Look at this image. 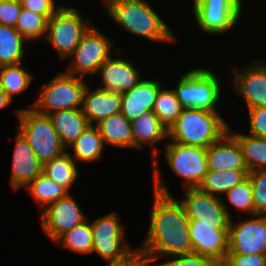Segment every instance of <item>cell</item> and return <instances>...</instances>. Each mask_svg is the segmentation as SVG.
Instances as JSON below:
<instances>
[{"label":"cell","mask_w":266,"mask_h":266,"mask_svg":"<svg viewBox=\"0 0 266 266\" xmlns=\"http://www.w3.org/2000/svg\"><path fill=\"white\" fill-rule=\"evenodd\" d=\"M159 151L152 149L154 201L147 235L137 248L138 260L146 266L161 258L193 253L189 218L179 199L174 198L158 166ZM152 264V265H150Z\"/></svg>","instance_id":"6da1fadb"},{"label":"cell","mask_w":266,"mask_h":266,"mask_svg":"<svg viewBox=\"0 0 266 266\" xmlns=\"http://www.w3.org/2000/svg\"><path fill=\"white\" fill-rule=\"evenodd\" d=\"M108 17L126 32L152 42L173 43L175 34L145 0H103Z\"/></svg>","instance_id":"7a4b0ae2"},{"label":"cell","mask_w":266,"mask_h":266,"mask_svg":"<svg viewBox=\"0 0 266 266\" xmlns=\"http://www.w3.org/2000/svg\"><path fill=\"white\" fill-rule=\"evenodd\" d=\"M229 123L217 111L183 108L168 129V140L208 148L227 131Z\"/></svg>","instance_id":"3957f363"},{"label":"cell","mask_w":266,"mask_h":266,"mask_svg":"<svg viewBox=\"0 0 266 266\" xmlns=\"http://www.w3.org/2000/svg\"><path fill=\"white\" fill-rule=\"evenodd\" d=\"M117 212L91 221L93 252L108 263L107 266H134L139 262L137 250L126 242L125 228Z\"/></svg>","instance_id":"277c9868"},{"label":"cell","mask_w":266,"mask_h":266,"mask_svg":"<svg viewBox=\"0 0 266 266\" xmlns=\"http://www.w3.org/2000/svg\"><path fill=\"white\" fill-rule=\"evenodd\" d=\"M14 112L19 119L17 131L26 139L43 164L66 151L48 115L38 113L30 105L28 109H18Z\"/></svg>","instance_id":"5b68a950"},{"label":"cell","mask_w":266,"mask_h":266,"mask_svg":"<svg viewBox=\"0 0 266 266\" xmlns=\"http://www.w3.org/2000/svg\"><path fill=\"white\" fill-rule=\"evenodd\" d=\"M219 77L207 68H194L181 75L176 92L182 108L218 111L217 103L222 97Z\"/></svg>","instance_id":"8992f818"},{"label":"cell","mask_w":266,"mask_h":266,"mask_svg":"<svg viewBox=\"0 0 266 266\" xmlns=\"http://www.w3.org/2000/svg\"><path fill=\"white\" fill-rule=\"evenodd\" d=\"M86 87L87 83L82 77L66 71L60 72L43 86L31 107L44 115L65 109L81 108Z\"/></svg>","instance_id":"52a82bcc"},{"label":"cell","mask_w":266,"mask_h":266,"mask_svg":"<svg viewBox=\"0 0 266 266\" xmlns=\"http://www.w3.org/2000/svg\"><path fill=\"white\" fill-rule=\"evenodd\" d=\"M82 13L73 7L62 5L49 19L45 40L55 48L60 59H68L84 34L93 25L83 20Z\"/></svg>","instance_id":"ba28073f"},{"label":"cell","mask_w":266,"mask_h":266,"mask_svg":"<svg viewBox=\"0 0 266 266\" xmlns=\"http://www.w3.org/2000/svg\"><path fill=\"white\" fill-rule=\"evenodd\" d=\"M113 45V41L93 24L69 56L73 60L65 71L82 78L96 75L100 66L111 57Z\"/></svg>","instance_id":"9c48e42d"},{"label":"cell","mask_w":266,"mask_h":266,"mask_svg":"<svg viewBox=\"0 0 266 266\" xmlns=\"http://www.w3.org/2000/svg\"><path fill=\"white\" fill-rule=\"evenodd\" d=\"M169 142L165 144V160L171 170L183 179L185 189L197 188L208 172L207 148Z\"/></svg>","instance_id":"30bf717a"},{"label":"cell","mask_w":266,"mask_h":266,"mask_svg":"<svg viewBox=\"0 0 266 266\" xmlns=\"http://www.w3.org/2000/svg\"><path fill=\"white\" fill-rule=\"evenodd\" d=\"M227 254H266V214L250 215L236 223L230 219Z\"/></svg>","instance_id":"8fae6325"},{"label":"cell","mask_w":266,"mask_h":266,"mask_svg":"<svg viewBox=\"0 0 266 266\" xmlns=\"http://www.w3.org/2000/svg\"><path fill=\"white\" fill-rule=\"evenodd\" d=\"M192 7L197 26L210 35L232 31L242 15L227 0H196Z\"/></svg>","instance_id":"7c38bea8"},{"label":"cell","mask_w":266,"mask_h":266,"mask_svg":"<svg viewBox=\"0 0 266 266\" xmlns=\"http://www.w3.org/2000/svg\"><path fill=\"white\" fill-rule=\"evenodd\" d=\"M40 214L42 230L54 242L62 234L87 220L71 193L48 205Z\"/></svg>","instance_id":"4fadbf2b"},{"label":"cell","mask_w":266,"mask_h":266,"mask_svg":"<svg viewBox=\"0 0 266 266\" xmlns=\"http://www.w3.org/2000/svg\"><path fill=\"white\" fill-rule=\"evenodd\" d=\"M193 253L215 259L222 264L229 251V224H198L189 221Z\"/></svg>","instance_id":"5bb4252c"},{"label":"cell","mask_w":266,"mask_h":266,"mask_svg":"<svg viewBox=\"0 0 266 266\" xmlns=\"http://www.w3.org/2000/svg\"><path fill=\"white\" fill-rule=\"evenodd\" d=\"M245 69L230 67L234 92L244 98L248 109L266 107V61L258 59Z\"/></svg>","instance_id":"9a60e30c"},{"label":"cell","mask_w":266,"mask_h":266,"mask_svg":"<svg viewBox=\"0 0 266 266\" xmlns=\"http://www.w3.org/2000/svg\"><path fill=\"white\" fill-rule=\"evenodd\" d=\"M183 199L179 200L189 220H198V224H229L230 217L222 204V199L200 191L198 188H186Z\"/></svg>","instance_id":"2e32d148"},{"label":"cell","mask_w":266,"mask_h":266,"mask_svg":"<svg viewBox=\"0 0 266 266\" xmlns=\"http://www.w3.org/2000/svg\"><path fill=\"white\" fill-rule=\"evenodd\" d=\"M12 157L10 186L14 191L27 187L42 173L43 163L37 158L26 139L17 132Z\"/></svg>","instance_id":"e0dca14e"},{"label":"cell","mask_w":266,"mask_h":266,"mask_svg":"<svg viewBox=\"0 0 266 266\" xmlns=\"http://www.w3.org/2000/svg\"><path fill=\"white\" fill-rule=\"evenodd\" d=\"M102 87L99 89L124 93L134 87L140 80V70L135 64L119 57H110L98 69Z\"/></svg>","instance_id":"ac0fdd59"},{"label":"cell","mask_w":266,"mask_h":266,"mask_svg":"<svg viewBox=\"0 0 266 266\" xmlns=\"http://www.w3.org/2000/svg\"><path fill=\"white\" fill-rule=\"evenodd\" d=\"M162 84L157 79L140 80L129 91L122 93L121 113L129 122L152 111Z\"/></svg>","instance_id":"d6986e66"},{"label":"cell","mask_w":266,"mask_h":266,"mask_svg":"<svg viewBox=\"0 0 266 266\" xmlns=\"http://www.w3.org/2000/svg\"><path fill=\"white\" fill-rule=\"evenodd\" d=\"M208 170L248 169L238 140L227 131L207 148Z\"/></svg>","instance_id":"ffe728a7"},{"label":"cell","mask_w":266,"mask_h":266,"mask_svg":"<svg viewBox=\"0 0 266 266\" xmlns=\"http://www.w3.org/2000/svg\"><path fill=\"white\" fill-rule=\"evenodd\" d=\"M122 93L102 90H91L87 85L82 102V113L90 125L97 124L107 117L120 113Z\"/></svg>","instance_id":"44dd1931"},{"label":"cell","mask_w":266,"mask_h":266,"mask_svg":"<svg viewBox=\"0 0 266 266\" xmlns=\"http://www.w3.org/2000/svg\"><path fill=\"white\" fill-rule=\"evenodd\" d=\"M133 148L143 150L146 145L154 146L168 138V129L153 111L141 114L131 122Z\"/></svg>","instance_id":"7402d4cb"},{"label":"cell","mask_w":266,"mask_h":266,"mask_svg":"<svg viewBox=\"0 0 266 266\" xmlns=\"http://www.w3.org/2000/svg\"><path fill=\"white\" fill-rule=\"evenodd\" d=\"M48 116L51 118L53 127L58 132L61 142L66 149L90 125L81 108L51 112Z\"/></svg>","instance_id":"603a6c76"},{"label":"cell","mask_w":266,"mask_h":266,"mask_svg":"<svg viewBox=\"0 0 266 266\" xmlns=\"http://www.w3.org/2000/svg\"><path fill=\"white\" fill-rule=\"evenodd\" d=\"M95 126L105 144L119 148H133L131 122L121 112L107 117Z\"/></svg>","instance_id":"cb8c5ba5"},{"label":"cell","mask_w":266,"mask_h":266,"mask_svg":"<svg viewBox=\"0 0 266 266\" xmlns=\"http://www.w3.org/2000/svg\"><path fill=\"white\" fill-rule=\"evenodd\" d=\"M248 173V169L208 170L197 188L204 193L222 199V196L230 189L247 179Z\"/></svg>","instance_id":"d4e9b609"},{"label":"cell","mask_w":266,"mask_h":266,"mask_svg":"<svg viewBox=\"0 0 266 266\" xmlns=\"http://www.w3.org/2000/svg\"><path fill=\"white\" fill-rule=\"evenodd\" d=\"M104 145L103 137L98 128L95 125H89L69 146L74 152L70 155L76 162L99 161L103 155Z\"/></svg>","instance_id":"484cf974"},{"label":"cell","mask_w":266,"mask_h":266,"mask_svg":"<svg viewBox=\"0 0 266 266\" xmlns=\"http://www.w3.org/2000/svg\"><path fill=\"white\" fill-rule=\"evenodd\" d=\"M25 41L14 27L0 24V67L23 63Z\"/></svg>","instance_id":"4316f807"},{"label":"cell","mask_w":266,"mask_h":266,"mask_svg":"<svg viewBox=\"0 0 266 266\" xmlns=\"http://www.w3.org/2000/svg\"><path fill=\"white\" fill-rule=\"evenodd\" d=\"M76 161L68 151L43 164L42 173L69 192L78 176Z\"/></svg>","instance_id":"83f0119b"},{"label":"cell","mask_w":266,"mask_h":266,"mask_svg":"<svg viewBox=\"0 0 266 266\" xmlns=\"http://www.w3.org/2000/svg\"><path fill=\"white\" fill-rule=\"evenodd\" d=\"M228 131L238 140L248 171L266 169V139L251 134L234 133L231 127Z\"/></svg>","instance_id":"f1b7e54d"},{"label":"cell","mask_w":266,"mask_h":266,"mask_svg":"<svg viewBox=\"0 0 266 266\" xmlns=\"http://www.w3.org/2000/svg\"><path fill=\"white\" fill-rule=\"evenodd\" d=\"M26 188L32 198L42 207L41 211L70 193L43 173L37 176Z\"/></svg>","instance_id":"f546056e"},{"label":"cell","mask_w":266,"mask_h":266,"mask_svg":"<svg viewBox=\"0 0 266 266\" xmlns=\"http://www.w3.org/2000/svg\"><path fill=\"white\" fill-rule=\"evenodd\" d=\"M89 219L62 234L54 243L79 254L93 252V233Z\"/></svg>","instance_id":"4dcf8cb0"},{"label":"cell","mask_w":266,"mask_h":266,"mask_svg":"<svg viewBox=\"0 0 266 266\" xmlns=\"http://www.w3.org/2000/svg\"><path fill=\"white\" fill-rule=\"evenodd\" d=\"M23 63L0 67V88L14 100V96L23 93L34 80L32 74L22 68Z\"/></svg>","instance_id":"1f68e13d"},{"label":"cell","mask_w":266,"mask_h":266,"mask_svg":"<svg viewBox=\"0 0 266 266\" xmlns=\"http://www.w3.org/2000/svg\"><path fill=\"white\" fill-rule=\"evenodd\" d=\"M182 106L174 89L161 88L154 103L152 111L160 122L169 129L178 119Z\"/></svg>","instance_id":"d6a6232c"},{"label":"cell","mask_w":266,"mask_h":266,"mask_svg":"<svg viewBox=\"0 0 266 266\" xmlns=\"http://www.w3.org/2000/svg\"><path fill=\"white\" fill-rule=\"evenodd\" d=\"M224 195L225 196L223 198H227L225 200L228 202H225V200L222 198V204L230 218H232V215L229 210L230 208H228V203H230L233 208H236L240 212H246L248 215H254L252 184L249 177L240 184L235 185Z\"/></svg>","instance_id":"836d02e7"},{"label":"cell","mask_w":266,"mask_h":266,"mask_svg":"<svg viewBox=\"0 0 266 266\" xmlns=\"http://www.w3.org/2000/svg\"><path fill=\"white\" fill-rule=\"evenodd\" d=\"M48 19L29 10L22 8L17 19L15 29L28 41L36 40L39 37L45 39Z\"/></svg>","instance_id":"e575fe53"},{"label":"cell","mask_w":266,"mask_h":266,"mask_svg":"<svg viewBox=\"0 0 266 266\" xmlns=\"http://www.w3.org/2000/svg\"><path fill=\"white\" fill-rule=\"evenodd\" d=\"M248 177L252 184L254 215L266 214V169L249 171Z\"/></svg>","instance_id":"d590c367"},{"label":"cell","mask_w":266,"mask_h":266,"mask_svg":"<svg viewBox=\"0 0 266 266\" xmlns=\"http://www.w3.org/2000/svg\"><path fill=\"white\" fill-rule=\"evenodd\" d=\"M170 258L172 259L163 263L153 264V266H221L215 259L198 255L197 253L176 255Z\"/></svg>","instance_id":"8d00e7d4"},{"label":"cell","mask_w":266,"mask_h":266,"mask_svg":"<svg viewBox=\"0 0 266 266\" xmlns=\"http://www.w3.org/2000/svg\"><path fill=\"white\" fill-rule=\"evenodd\" d=\"M21 10L20 0H0V24L15 28Z\"/></svg>","instance_id":"74e56055"},{"label":"cell","mask_w":266,"mask_h":266,"mask_svg":"<svg viewBox=\"0 0 266 266\" xmlns=\"http://www.w3.org/2000/svg\"><path fill=\"white\" fill-rule=\"evenodd\" d=\"M249 134L266 139V107L248 109Z\"/></svg>","instance_id":"f35d334b"},{"label":"cell","mask_w":266,"mask_h":266,"mask_svg":"<svg viewBox=\"0 0 266 266\" xmlns=\"http://www.w3.org/2000/svg\"><path fill=\"white\" fill-rule=\"evenodd\" d=\"M221 266H266V254H227Z\"/></svg>","instance_id":"ab89813d"},{"label":"cell","mask_w":266,"mask_h":266,"mask_svg":"<svg viewBox=\"0 0 266 266\" xmlns=\"http://www.w3.org/2000/svg\"><path fill=\"white\" fill-rule=\"evenodd\" d=\"M22 8L33 13L43 15L49 19L60 7L61 4L55 5V0H20Z\"/></svg>","instance_id":"60d3db41"},{"label":"cell","mask_w":266,"mask_h":266,"mask_svg":"<svg viewBox=\"0 0 266 266\" xmlns=\"http://www.w3.org/2000/svg\"><path fill=\"white\" fill-rule=\"evenodd\" d=\"M13 100H11L7 94L0 88V110L11 105Z\"/></svg>","instance_id":"b9f144b4"},{"label":"cell","mask_w":266,"mask_h":266,"mask_svg":"<svg viewBox=\"0 0 266 266\" xmlns=\"http://www.w3.org/2000/svg\"><path fill=\"white\" fill-rule=\"evenodd\" d=\"M230 5H232L240 14L243 10V4L241 0H227Z\"/></svg>","instance_id":"7bdbcfd3"},{"label":"cell","mask_w":266,"mask_h":266,"mask_svg":"<svg viewBox=\"0 0 266 266\" xmlns=\"http://www.w3.org/2000/svg\"><path fill=\"white\" fill-rule=\"evenodd\" d=\"M134 266H146L145 264H142L140 261L137 263V264H135Z\"/></svg>","instance_id":"ee69618b"}]
</instances>
